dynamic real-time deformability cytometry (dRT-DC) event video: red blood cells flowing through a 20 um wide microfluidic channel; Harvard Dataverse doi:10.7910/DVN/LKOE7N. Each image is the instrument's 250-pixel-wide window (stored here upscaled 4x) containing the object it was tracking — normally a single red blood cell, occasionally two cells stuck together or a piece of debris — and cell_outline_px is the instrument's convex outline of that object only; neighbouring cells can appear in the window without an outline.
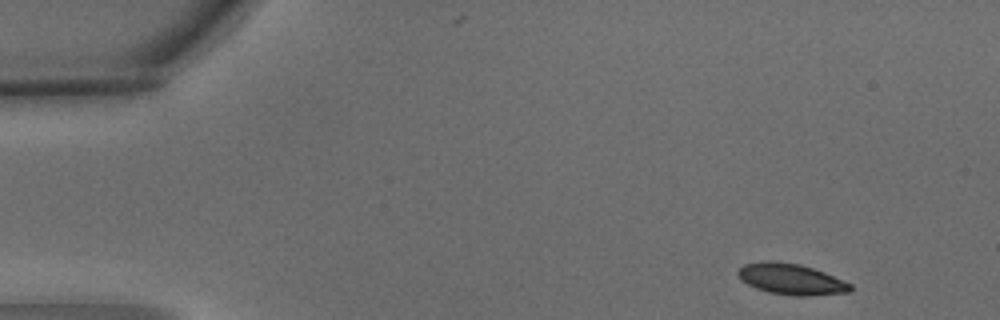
{"species": "common noctule bat (a hibernating species)", "species_latin": "Nyctalus noctula", "temperature_condition": "warm", "stored_images_in_passage": 4, "camera_frame_rate_fps": 3000, "um_per_image_px": 0.085, "animal": {"sex": "male", "body_mass_g": 15.6}, "frame": {"image": 1, "passage_image": 1, "time_ms": 0.0, "image_size_px": [1000, 320], "cell_outline_px": [[852, 292], [808, 296], [796, 296], [768, 292], [756, 288], [740, 280], [736, 272], [744, 264], [764, 260], [772, 260], [800, 264], [824, 272], [844, 280], [852, 284]], "centroid_in_image_um": [67.25, 23.72], "position_along_channel_um": 17.8, "area_um2": 20.52}}
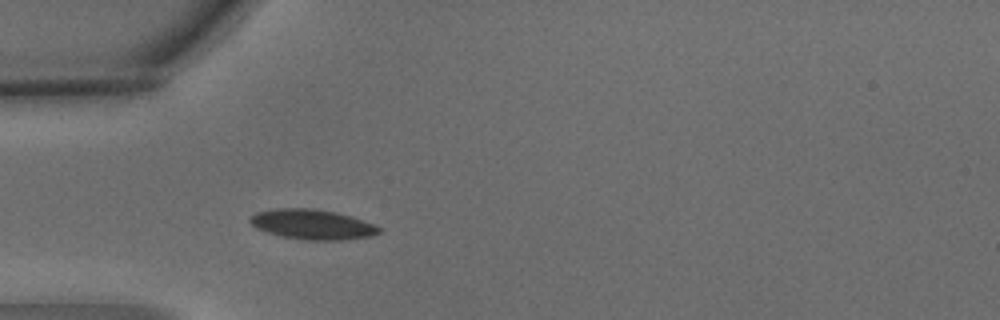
{"frame": {"image": 2, "passage_image": 4, "time_ms": 1.0, "image_size_px": [1000, 320], "cell_outline_px": [[380, 232], [372, 236], [344, 240], [304, 240], [284, 236], [268, 232], [256, 228], [248, 220], [256, 212], [276, 208], [312, 208], [336, 212], [352, 216], [372, 224], [380, 228]], "centroid_in_image_um": [26.55, 19.07], "position_along_channel_um": 58.4, "area_um2": 22.43}}